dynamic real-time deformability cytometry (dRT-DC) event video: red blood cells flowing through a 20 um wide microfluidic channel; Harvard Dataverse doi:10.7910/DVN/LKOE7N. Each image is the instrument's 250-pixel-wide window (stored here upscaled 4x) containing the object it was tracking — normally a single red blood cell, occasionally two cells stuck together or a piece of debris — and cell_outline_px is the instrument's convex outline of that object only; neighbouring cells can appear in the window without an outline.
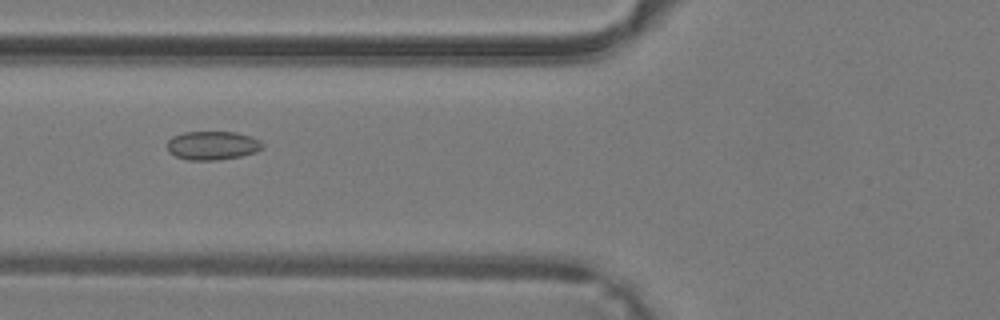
{"species": "common noctule bat (a hibernating species)", "species_latin": "Nyctalus noctula", "temperature_condition": "warm", "stored_images_in_passage": 36, "camera_frame_rate_fps": 3000, "um_per_image_px": 0.085, "animal": {"sex": "male", "body_mass_g": 19.2, "forearm_length_mm": 51.8}, "frame": {"image": 1, "passage_image": 12, "time_ms": 3.667, "image_size_px": [1000, 320], "cell_outline_px": [[264, 148], [256, 152], [240, 156], [216, 160], [188, 160], [176, 156], [168, 152], [168, 140], [172, 136], [184, 132], [236, 132], [252, 136], [260, 140], [264, 144]], "centroid_in_image_um": [18.09, 12.36], "position_along_channel_um": 107.7, "area_um2": 16.07}}
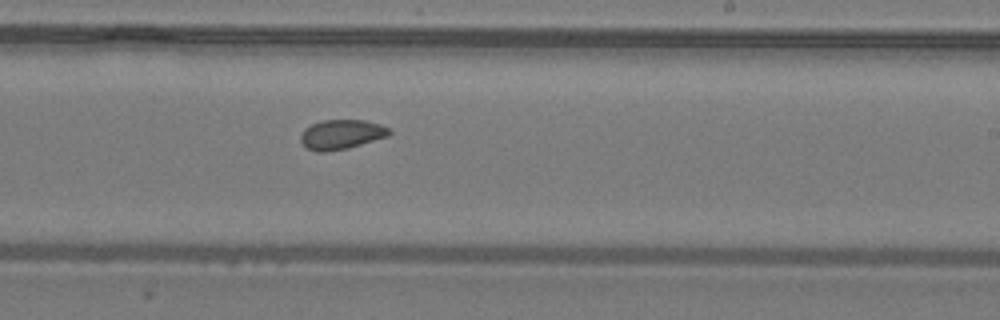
{"frame": {"image": 2, "passage_image": 21, "time_ms": 6.667, "image_size_px": [1000, 320], "cell_outline_px": [[392, 132], [388, 136], [348, 148], [324, 152], [316, 152], [308, 148], [300, 140], [300, 136], [304, 128], [320, 120], [364, 120], [380, 124], [388, 128]], "centroid_in_image_um": [29.01, 11.42], "position_along_channel_um": 260.0, "area_um2": 15.26}}
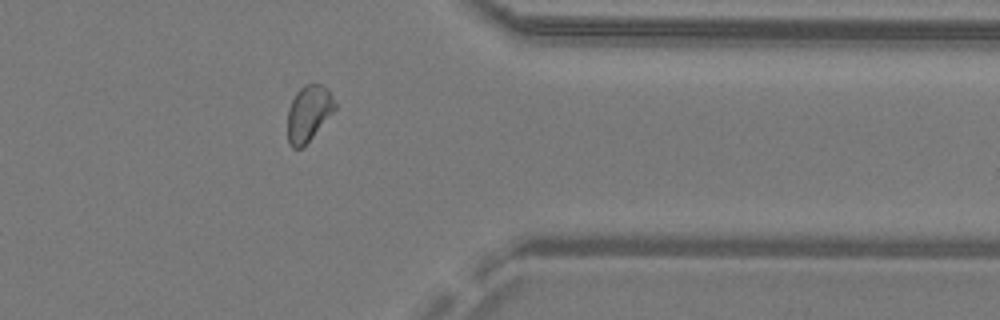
{"frame": {"image": 3, "passage_image": 29, "time_ms": 9.333, "image_size_px": [1000, 320], "cell_outline_px": [[336, 108], [312, 136], [300, 148], [292, 148], [288, 144], [288, 108], [296, 92], [304, 84], [320, 84], [328, 88], [336, 104]], "centroid_in_image_um": [26.22, 9.6], "position_along_channel_um": 385.2, "area_um2": 15.14}}